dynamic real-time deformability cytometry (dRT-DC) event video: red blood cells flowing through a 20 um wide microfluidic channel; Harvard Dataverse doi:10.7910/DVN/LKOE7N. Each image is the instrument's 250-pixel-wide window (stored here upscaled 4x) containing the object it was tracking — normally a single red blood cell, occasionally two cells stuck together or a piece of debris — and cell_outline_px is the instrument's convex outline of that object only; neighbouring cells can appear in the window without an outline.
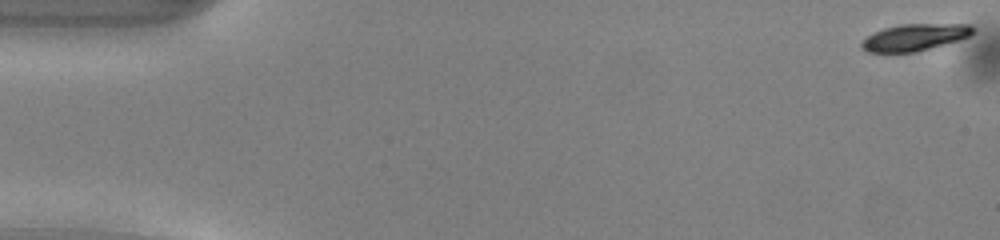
{"species": "common noctule bat (a hibernating species)", "species_latin": "Nyctalus noctula", "temperature_condition": "warm", "stored_images_in_passage": 48, "camera_frame_rate_fps": 3000, "um_per_image_px": 0.085, "animal": {"sex": "male", "body_mass_g": 13.0, "forearm_length_mm": 53.1}, "frame": {"image": 1, "passage_image": 1, "time_ms": 0.0, "image_size_px": [1000, 240], "cell_outline_px": [[976, 32], [960, 40], [916, 52], [868, 52], [860, 48], [860, 44], [868, 36], [884, 28], [900, 24], [972, 24], [976, 28]], "centroid_in_image_um": [77.81, 3.17], "position_along_channel_um": 7.2, "area_um2": 17.46}}
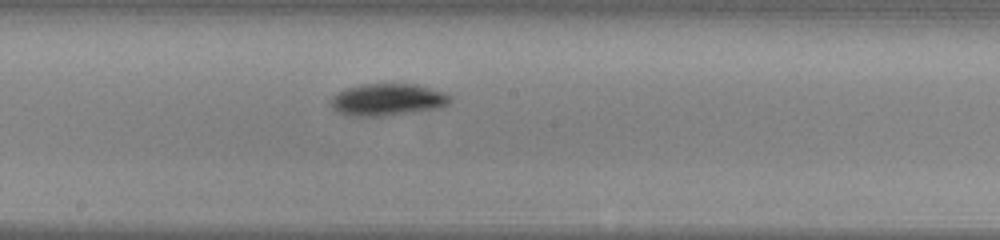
{"frame": {"image": 2, "passage_image": 27, "time_ms": 8.667, "image_size_px": [1000, 240], "cell_outline_px": [[452, 100], [448, 104], [440, 108], [384, 116], [344, 116], [336, 112], [332, 108], [328, 100], [336, 92], [360, 84], [416, 84], [444, 92], [452, 96]], "centroid_in_image_um": [32.9, 8.48], "position_along_channel_um": 215.3, "area_um2": 22.66}}
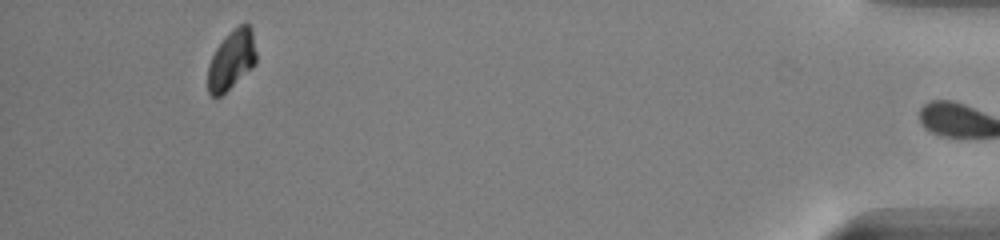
{"frame": {"image": 3, "passage_image": 47, "time_ms": 15.333, "image_size_px": [1000, 240], "cell_outline_px": [[256, 64], [252, 68], [220, 96], [212, 96], [208, 92], [208, 64], [216, 48], [240, 24], [248, 24], [252, 28], [256, 52]], "centroid_in_image_um": [19.69, 5.11], "position_along_channel_um": 415.5, "area_um2": 16.36}, "authors_computed_cell_mechanics": {"area_um2": 19.2185, "velocity_mm_per_s": 4.0927, "shape_relaxation_time_tau1_ms": 1.4953, "shape_relaxation_time_tau2_ms": 1.5875, "deformation_change_tau1": 0.1212, "deformation_change_tau2": 0.0405}}